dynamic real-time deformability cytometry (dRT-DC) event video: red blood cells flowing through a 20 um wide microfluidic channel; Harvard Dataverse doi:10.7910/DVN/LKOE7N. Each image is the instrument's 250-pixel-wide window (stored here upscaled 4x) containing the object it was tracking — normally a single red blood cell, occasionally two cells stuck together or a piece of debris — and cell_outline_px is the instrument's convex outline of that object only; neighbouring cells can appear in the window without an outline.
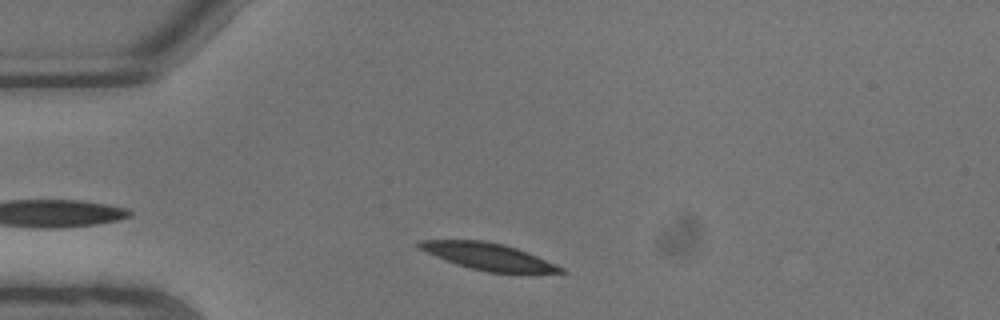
{"species": "common noctule bat (a hibernating species)", "species_latin": "Nyctalus noctula", "temperature_condition": "warm", "stored_images_in_passage": 3, "camera_frame_rate_fps": 3000, "um_per_image_px": 0.085, "animal": {"sex": "male", "body_mass_g": 13.3}, "frame": {"image": 1, "passage_image": 2, "time_ms": 0.333, "image_size_px": [1000, 320], "cell_outline_px": [[568, 272], [488, 272], [456, 264], [416, 248], [416, 244], [420, 240], [484, 240], [504, 244], [528, 252], [556, 264], [564, 268]], "centroid_in_image_um": [41.47, 21.78], "position_along_channel_um": 43.5, "area_um2": 21.85}}